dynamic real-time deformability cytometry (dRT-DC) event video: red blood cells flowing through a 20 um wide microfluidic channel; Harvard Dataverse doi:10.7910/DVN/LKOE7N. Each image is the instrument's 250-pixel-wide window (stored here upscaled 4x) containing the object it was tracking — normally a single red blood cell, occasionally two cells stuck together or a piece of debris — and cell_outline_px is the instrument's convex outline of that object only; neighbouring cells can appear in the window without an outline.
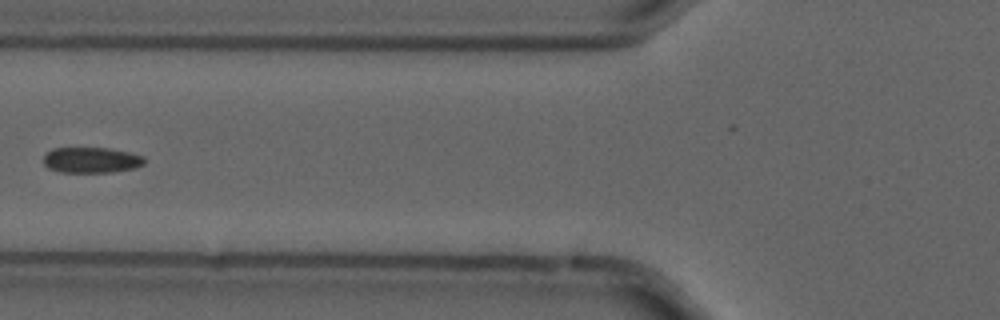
{"species": "common noctule bat (a hibernating species)", "species_latin": "Nyctalus noctula", "temperature_condition": "cold", "stored_images_in_passage": 4, "camera_frame_rate_fps": 3000, "um_per_image_px": 0.085, "animal": {"sex": "male", "forearm_length_mm": 52.5}, "frame": {"image": 1, "passage_image": 3, "time_ms": 0.667, "image_size_px": [1000, 320], "cell_outline_px": [[144, 164], [132, 168], [112, 172], [60, 172], [48, 168], [44, 164], [44, 156], [52, 148], [108, 148], [128, 152], [144, 156]], "centroid_in_image_um": [7.74, 13.6], "position_along_channel_um": 118.1, "area_um2": 14.97}}